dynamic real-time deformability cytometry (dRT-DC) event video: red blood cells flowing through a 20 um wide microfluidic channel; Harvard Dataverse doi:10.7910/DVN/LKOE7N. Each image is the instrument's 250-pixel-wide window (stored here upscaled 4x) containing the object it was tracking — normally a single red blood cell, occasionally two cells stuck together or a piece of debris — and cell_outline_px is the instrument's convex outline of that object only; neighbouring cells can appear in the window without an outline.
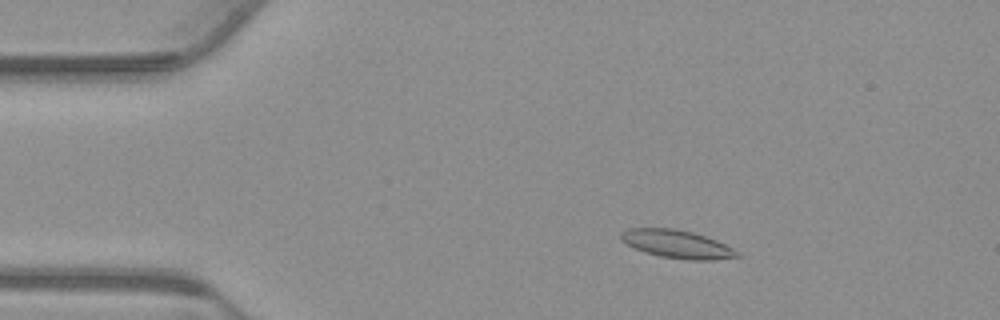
{"species": "common noctule bat (a hibernating species)", "species_latin": "Nyctalus noctula", "temperature_condition": "warm", "stored_images_in_passage": 56, "camera_frame_rate_fps": 3000, "um_per_image_px": 0.085, "animal": {"sex": "male", "body_mass_g": 23.1, "forearm_length_mm": 52.7}, "frame": {"image": 1, "passage_image": 10, "time_ms": 3.0, "image_size_px": [1000, 320], "cell_outline_px": [[740, 256], [712, 260], [688, 260], [660, 256], [644, 252], [620, 240], [620, 232], [628, 228], [676, 228], [692, 232], [716, 240], [740, 252]], "centroid_in_image_um": [57.53, 20.74], "position_along_channel_um": 27.5, "area_um2": 18.96}}
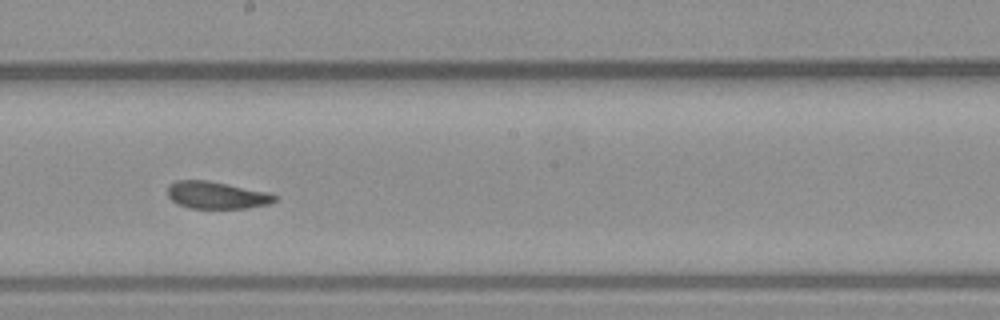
{"frame": {"image": 2, "passage_image": 31, "time_ms": 10.0, "image_size_px": [1000, 320], "cell_outline_px": [[280, 200], [268, 204], [248, 208], [188, 208], [176, 204], [168, 196], [168, 184], [176, 180], [208, 180], [268, 192], [276, 196]], "centroid_in_image_um": [18.4, 16.59], "position_along_channel_um": 229.8, "area_um2": 17.17}}
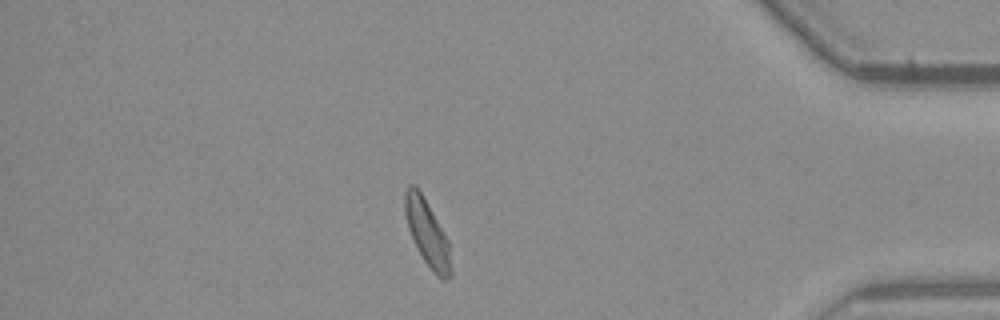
{"frame": {"image": 3, "passage_image": 48, "time_ms": 15.667, "image_size_px": [1000, 320], "cell_outline_px": [[452, 276], [448, 280], [444, 280], [436, 276], [432, 272], [424, 260], [408, 228], [404, 212], [404, 192], [408, 184], [412, 184], [420, 192], [444, 232], [448, 240], [452, 272]], "centroid_in_image_um": [36.32, 19.85], "position_along_channel_um": 398.9, "area_um2": 17.46}, "authors_computed_cell_mechanics": {"area_um2": 17.9758, "velocity_mm_per_s": 3.723, "shape_relaxation_time_tau1_ms": 6.0113, "shape_relaxation_time_tau2_ms": 4.5864, "deformation_change_tau1": 0.1456, "deformation_change_tau2": 0.1141}}